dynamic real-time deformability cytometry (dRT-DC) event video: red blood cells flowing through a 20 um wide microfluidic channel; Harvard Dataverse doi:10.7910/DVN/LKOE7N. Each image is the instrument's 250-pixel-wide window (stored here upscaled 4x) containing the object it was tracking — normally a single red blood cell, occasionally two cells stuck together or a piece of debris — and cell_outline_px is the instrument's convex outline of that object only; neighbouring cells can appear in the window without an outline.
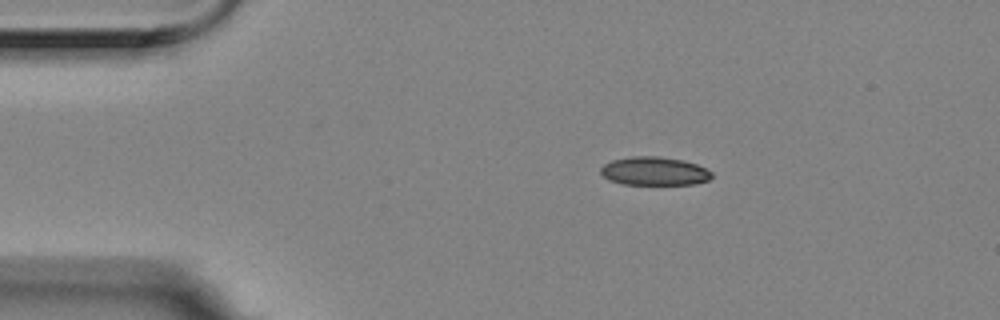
{"species": "Egyptian fruit bat (a non-hibernating species)", "species_latin": "Rousettus aegyptiacus", "temperature_condition": "room temperature", "stored_images_in_passage": 4, "camera_frame_rate_fps": 3000, "um_per_image_px": 0.085, "animal": {"sex": "female"}, "frame": {"image": 1, "passage_image": 1, "time_ms": 0.0, "image_size_px": [1000, 320], "cell_outline_px": [[712, 176], [708, 180], [696, 184], [624, 184], [608, 180], [600, 172], [600, 168], [604, 164], [612, 160], [632, 156], [660, 156], [684, 160], [696, 164], [712, 172]], "centroid_in_image_um": [55.61, 14.54], "position_along_channel_um": 29.4, "area_um2": 18.44}}
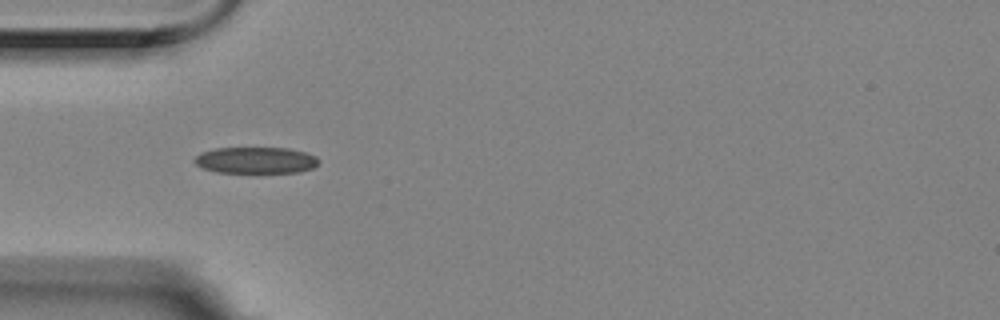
{"frame": {"image": 2, "passage_image": 3, "time_ms": 0.667, "image_size_px": [1000, 320], "cell_outline_px": [[320, 160], [312, 168], [300, 172], [216, 172], [204, 168], [196, 164], [192, 160], [200, 152], [216, 148], [288, 148], [304, 152], [316, 156]], "centroid_in_image_um": [21.73, 13.61], "position_along_channel_um": 63.3, "area_um2": 19.02}}
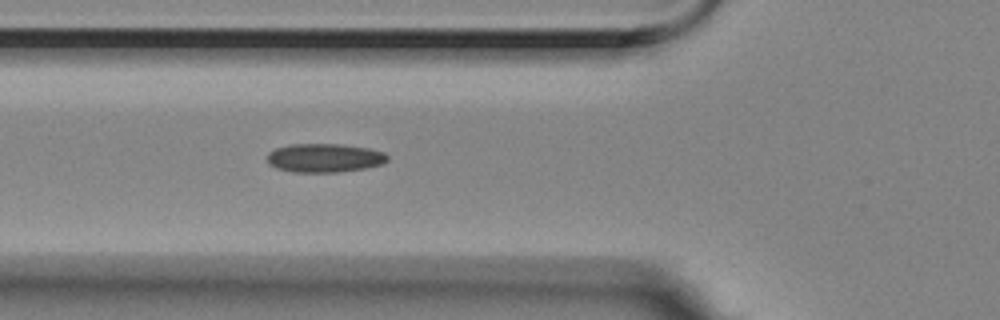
{"frame": {"image": 3, "passage_image": 4, "time_ms": 1.0, "image_size_px": [1000, 320], "cell_outline_px": [[388, 160], [384, 164], [364, 168], [336, 172], [296, 172], [276, 168], [268, 164], [268, 152], [276, 148], [292, 144], [340, 144], [368, 148], [384, 152], [388, 156]], "centroid_in_image_um": [27.59, 13.42], "position_along_channel_um": 98.2, "area_um2": 20.11}}